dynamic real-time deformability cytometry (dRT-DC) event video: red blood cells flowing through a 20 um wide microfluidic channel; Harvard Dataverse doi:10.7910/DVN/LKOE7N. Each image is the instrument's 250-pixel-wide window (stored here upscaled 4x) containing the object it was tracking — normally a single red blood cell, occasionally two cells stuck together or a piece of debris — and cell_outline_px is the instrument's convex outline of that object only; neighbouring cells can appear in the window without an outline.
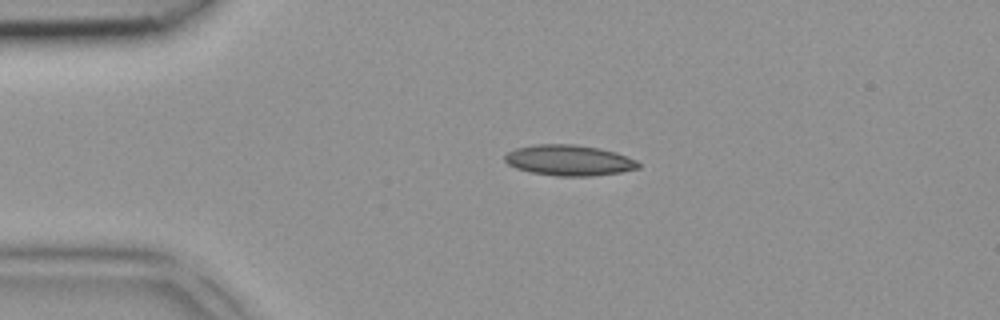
{"species": "common noctule bat (a hibernating species)", "species_latin": "Nyctalus noctula", "temperature_condition": "room temperature", "stored_images_in_passage": 2, "camera_frame_rate_fps": 3000, "um_per_image_px": 0.085, "animal": {"sex": "female", "body_mass_g": 18.4}, "frame": {"image": 1, "passage_image": 1, "time_ms": 0.0, "image_size_px": [1000, 320], "cell_outline_px": [[640, 168], [620, 172], [588, 176], [556, 176], [528, 172], [516, 168], [508, 164], [504, 160], [504, 156], [508, 152], [516, 148], [536, 144], [576, 144], [600, 148], [616, 152], [636, 160], [640, 164]], "centroid_in_image_um": [48.36, 13.62], "position_along_channel_um": 36.6, "area_um2": 23.99}}